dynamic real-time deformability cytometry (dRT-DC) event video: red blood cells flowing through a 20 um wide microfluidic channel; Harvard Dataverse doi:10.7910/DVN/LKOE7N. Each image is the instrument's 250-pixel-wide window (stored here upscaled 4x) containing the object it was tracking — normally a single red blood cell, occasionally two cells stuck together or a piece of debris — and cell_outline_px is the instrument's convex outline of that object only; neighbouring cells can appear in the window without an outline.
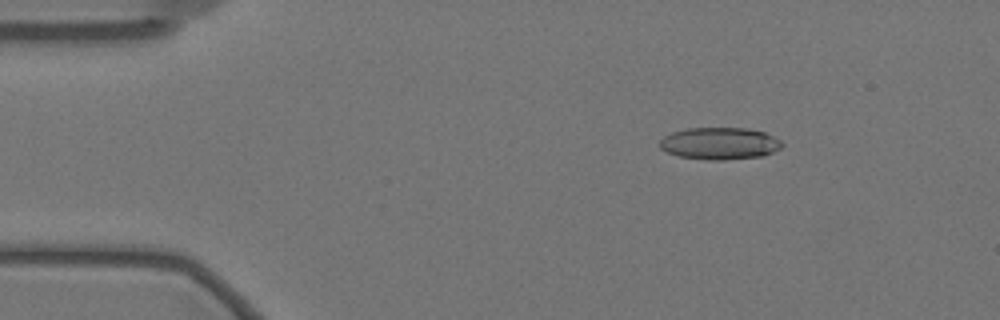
{"species": "Egyptian fruit bat (a non-hibernating species)", "species_latin": "Rousettus aegyptiacus", "temperature_condition": "warm", "stored_images_in_passage": 56, "camera_frame_rate_fps": 3000, "um_per_image_px": 0.085, "animal": {"sex": "female"}, "frame": {"image": 1, "passage_image": 7, "time_ms": 2.0, "image_size_px": [1000, 320], "cell_outline_px": [[784, 144], [780, 148], [764, 156], [724, 160], [708, 160], [680, 156], [668, 152], [660, 148], [660, 140], [664, 136], [672, 132], [688, 128], [748, 128], [764, 132], [780, 140]], "centroid_in_image_um": [61.18, 12.19], "position_along_channel_um": 23.8, "area_um2": 22.83}}
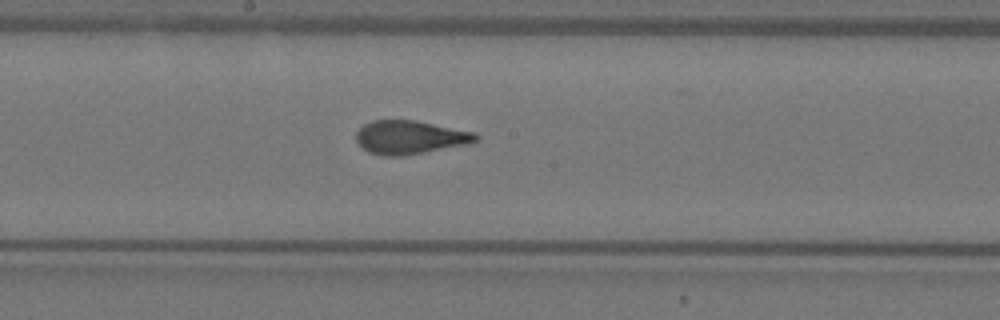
{"frame": {"image": 2, "passage_image": 29, "time_ms": 9.333, "image_size_px": [1000, 320], "cell_outline_px": [[480, 136], [476, 140], [468, 144], [424, 152], [400, 156], [384, 156], [368, 152], [356, 140], [356, 132], [364, 124], [372, 120], [416, 120], [476, 132]], "centroid_in_image_um": [34.86, 11.66], "position_along_channel_um": 213.3, "area_um2": 23.35}}
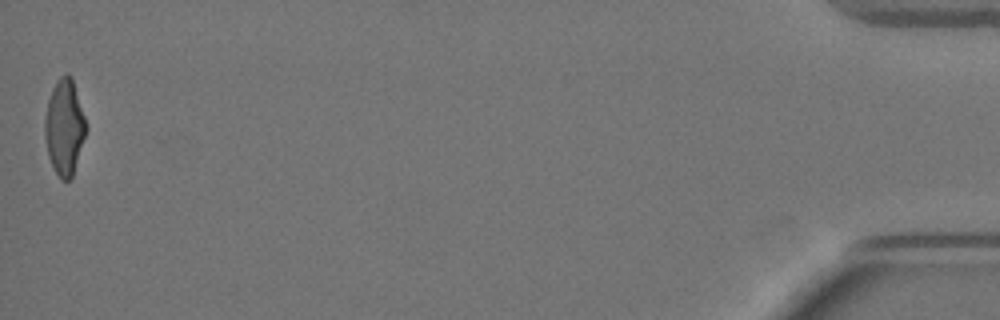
{"frame": {"image": 3, "passage_image": 56, "time_ms": 18.333, "image_size_px": [1000, 320], "cell_outline_px": [[88, 128], [72, 176], [68, 180], [60, 180], [48, 156], [44, 136], [44, 120], [48, 100], [52, 88], [56, 80], [60, 76], [68, 72], [72, 76]], "centroid_in_image_um": [5.47, 10.77], "position_along_channel_um": 429.7, "area_um2": 23.12}, "authors_computed_cell_mechanics": {"area_um2": 23.1489, "velocity_mm_per_s": 3.4952, "shape_relaxation_time_tau1_ms": 8.2744, "shape_relaxation_time_tau2_ms": 1.1622, "deformation_change_tau1": 0.2318, "deformation_change_tau2": 0.1002}}